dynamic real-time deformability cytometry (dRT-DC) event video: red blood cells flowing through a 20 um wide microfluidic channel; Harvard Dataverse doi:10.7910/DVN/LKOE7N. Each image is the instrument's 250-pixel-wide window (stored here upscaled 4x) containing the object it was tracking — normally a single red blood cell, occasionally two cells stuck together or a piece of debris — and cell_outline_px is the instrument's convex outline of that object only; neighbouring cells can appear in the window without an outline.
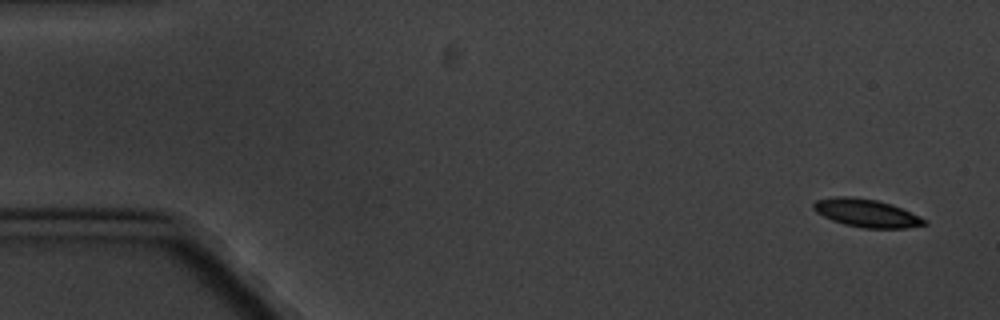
{"species": "common noctule bat (a hibernating species)", "species_latin": "Nyctalus noctula", "temperature_condition": "cold", "stored_images_in_passage": 4, "camera_frame_rate_fps": 3000, "um_per_image_px": 0.085, "animal": {"sex": "male", "body_mass_g": 20.1, "forearm_length_mm": 53.5}, "frame": {"image": 1, "passage_image": 1, "time_ms": 0.0, "image_size_px": [1000, 320], "cell_outline_px": [[928, 224], [904, 228], [864, 228], [844, 224], [832, 220], [816, 212], [812, 208], [812, 204], [816, 200], [836, 196], [848, 196], [876, 200], [892, 204], [920, 216], [928, 220]], "centroid_in_image_um": [73.66, 18.11], "position_along_channel_um": 11.3, "area_um2": 18.09}}